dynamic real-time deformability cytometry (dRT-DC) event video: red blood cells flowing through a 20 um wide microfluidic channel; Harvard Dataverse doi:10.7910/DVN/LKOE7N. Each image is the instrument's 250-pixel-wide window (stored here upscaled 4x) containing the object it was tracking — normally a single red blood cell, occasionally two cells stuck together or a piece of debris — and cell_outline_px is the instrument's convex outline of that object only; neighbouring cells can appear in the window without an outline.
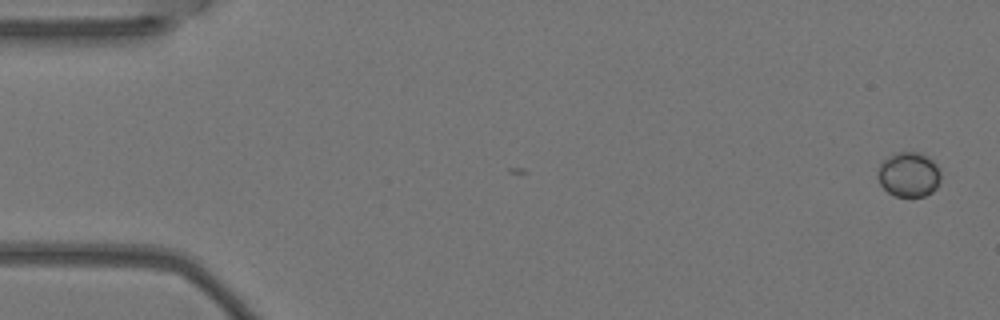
{"species": "Egyptian fruit bat (a non-hibernating species)", "species_latin": "Rousettus aegyptiacus", "temperature_condition": "warm", "stored_images_in_passage": 5, "camera_frame_rate_fps": 3000, "um_per_image_px": 0.085, "animal": {"sex": "female"}, "frame": {"image": 1, "passage_image": 1, "time_ms": 0.0, "image_size_px": [1000, 320], "cell_outline_px": [[940, 180], [936, 188], [932, 192], [924, 196], [896, 196], [888, 192], [880, 184], [880, 160], [896, 152], [920, 152], [928, 156], [940, 168]], "centroid_in_image_um": [77.28, 14.81], "position_along_channel_um": 7.7, "area_um2": 16.42}}
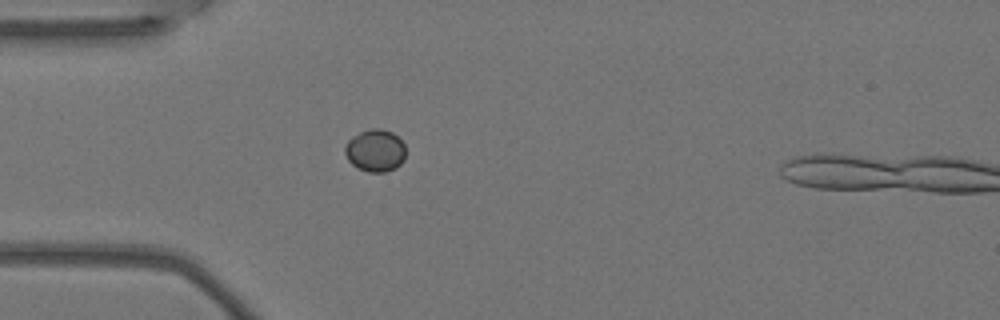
{"frame": {"image": 2, "passage_image": 5, "time_ms": 1.333, "image_size_px": [1000, 320], "cell_outline_px": [[404, 160], [396, 168], [384, 172], [368, 172], [356, 168], [348, 160], [344, 152], [344, 148], [348, 140], [352, 136], [360, 132], [372, 128], [380, 128], [392, 132], [404, 144]], "centroid_in_image_um": [31.87, 12.8], "position_along_channel_um": 53.1, "area_um2": 15.03}}